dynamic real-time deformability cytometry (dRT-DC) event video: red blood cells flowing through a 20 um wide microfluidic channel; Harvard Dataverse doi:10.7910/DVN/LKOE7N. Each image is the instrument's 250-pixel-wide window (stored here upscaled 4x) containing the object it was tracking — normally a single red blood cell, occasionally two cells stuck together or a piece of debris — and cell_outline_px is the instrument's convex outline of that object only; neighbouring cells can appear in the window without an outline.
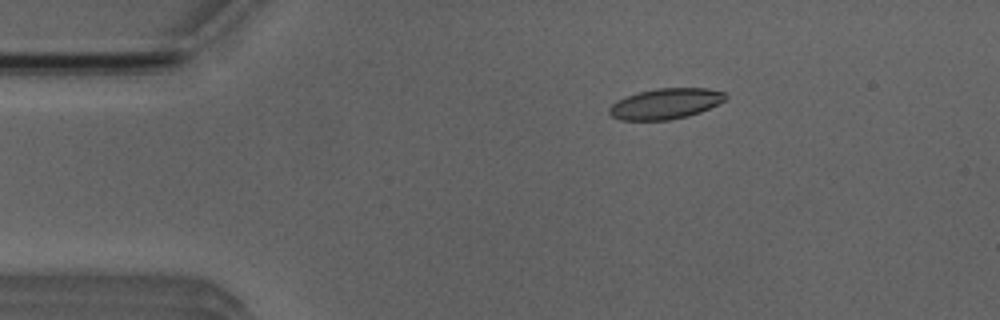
{"species": "Egyptian fruit bat (a non-hibernating species)", "species_latin": "Rousettus aegyptiacus", "temperature_condition": "room temperature", "stored_images_in_passage": 52, "camera_frame_rate_fps": 3000, "um_per_image_px": 0.085, "animal": {"sex": "male"}, "frame": {"image": 1, "passage_image": 9, "time_ms": 2.667, "image_size_px": [1000, 320], "cell_outline_px": [[728, 96], [724, 100], [700, 112], [688, 116], [668, 120], [620, 120], [612, 116], [608, 112], [608, 108], [616, 100], [640, 92], [656, 88], [708, 88], [724, 92]], "centroid_in_image_um": [56.55, 8.81], "position_along_channel_um": 28.4, "area_um2": 20.63}}
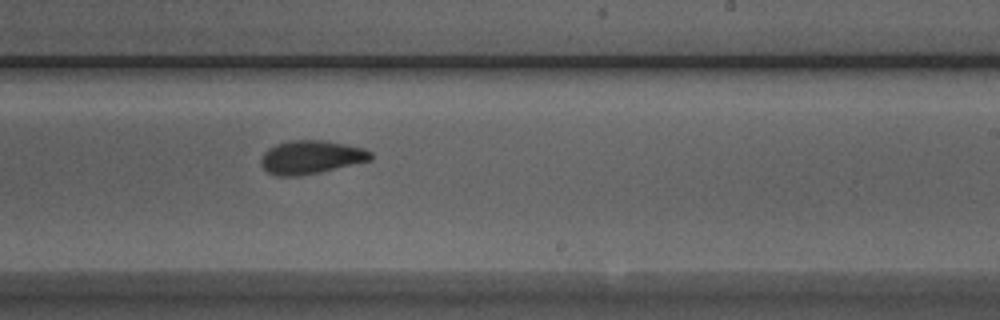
{"frame": {"image": 2, "passage_image": 31, "time_ms": 10.0, "image_size_px": [1000, 320], "cell_outline_px": [[372, 160], [320, 172], [300, 176], [276, 176], [268, 172], [260, 164], [260, 160], [264, 152], [268, 148], [276, 144], [288, 140], [324, 140], [364, 148], [372, 152]], "centroid_in_image_um": [26.42, 13.36], "position_along_channel_um": 262.6, "area_um2": 21.5}}
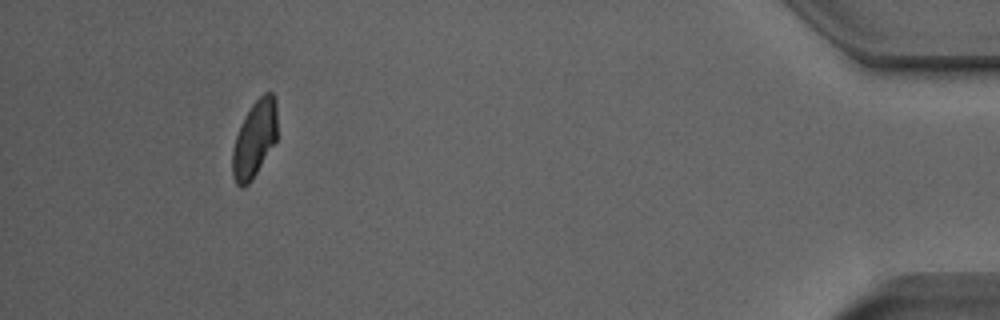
{"frame": {"image": 3, "passage_image": 48, "time_ms": 15.667, "image_size_px": [1000, 320], "cell_outline_px": [[276, 140], [252, 180], [244, 188], [240, 188], [236, 184], [232, 176], [232, 148], [240, 124], [244, 116], [252, 104], [264, 92], [272, 92], [276, 100]], "centroid_in_image_um": [21.61, 11.83], "position_along_channel_um": 413.6, "area_um2": 20.11}, "authors_computed_cell_mechanics": {"area_um2": 21.0103, "velocity_mm_per_s": 3.9164, "shape_relaxation_time_tau1_ms": 3.9226, "shape_relaxation_time_tau2_ms": 2.1085, "deformation_change_tau1": 0.1291, "deformation_change_tau2": 0.0677}}